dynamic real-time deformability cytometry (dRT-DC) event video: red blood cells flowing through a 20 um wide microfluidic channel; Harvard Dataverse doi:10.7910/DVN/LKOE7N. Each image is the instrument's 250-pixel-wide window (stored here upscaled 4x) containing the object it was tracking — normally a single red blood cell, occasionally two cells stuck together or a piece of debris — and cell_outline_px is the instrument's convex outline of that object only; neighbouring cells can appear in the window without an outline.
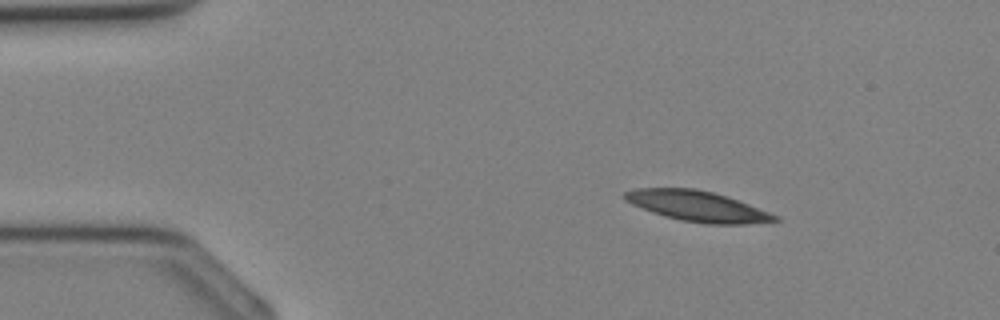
{"species": "Egyptian fruit bat (a non-hibernating species)", "species_latin": "Rousettus aegyptiacus", "temperature_condition": "cold", "stored_images_in_passage": 32, "segment_of_instrument_passage": [1, 2], "camera_frame_rate_fps": 3000, "um_per_image_px": 0.085, "animal": {"sex": "female"}, "frame": {"image": 1, "passage_image": 1, "time_ms": 0.0, "image_size_px": [1000, 320], "cell_outline_px": [[780, 220], [744, 224], [704, 224], [680, 220], [664, 216], [652, 212], [632, 204], [624, 200], [624, 192], [636, 188], [696, 188], [712, 192], [748, 204], [780, 216]], "centroid_in_image_um": [59.26, 17.53], "position_along_channel_um": 25.7, "area_um2": 26.47}}
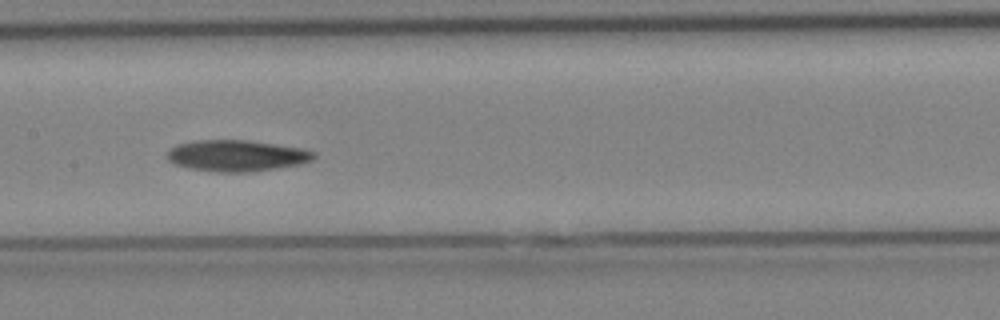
{"frame": {"image": 2, "passage_image": 13, "time_ms": 4.0, "image_size_px": [1000, 320], "cell_outline_px": [[316, 156], [312, 160], [300, 164], [244, 172], [216, 172], [192, 168], [176, 164], [168, 160], [168, 152], [176, 144], [192, 140], [248, 140], [304, 148], [316, 152]], "centroid_in_image_um": [20.14, 13.21], "position_along_channel_um": 187.3, "area_um2": 26.53}}
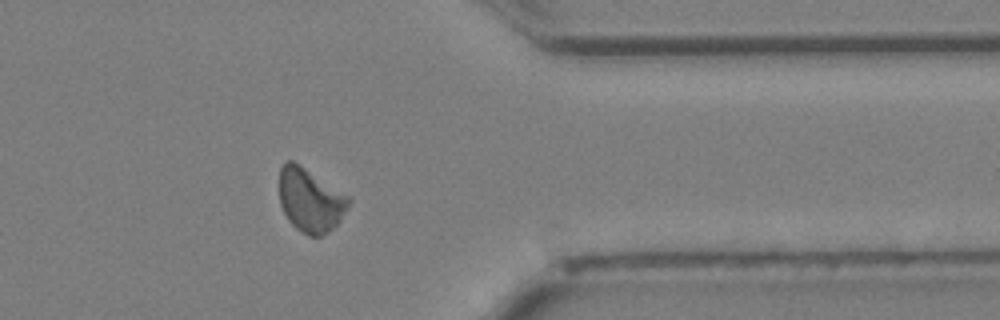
{"frame": {"image": 3, "passage_image": 24, "time_ms": 7.667, "image_size_px": [1000, 320], "cell_outline_px": [[352, 200], [348, 208], [340, 220], [328, 232], [320, 236], [308, 236], [296, 228], [288, 220], [280, 204], [280, 168], [288, 160], [292, 160], [300, 164], [348, 196]], "centroid_in_image_um": [26.38, 17.02], "position_along_channel_um": 385.0, "area_um2": 25.55}}